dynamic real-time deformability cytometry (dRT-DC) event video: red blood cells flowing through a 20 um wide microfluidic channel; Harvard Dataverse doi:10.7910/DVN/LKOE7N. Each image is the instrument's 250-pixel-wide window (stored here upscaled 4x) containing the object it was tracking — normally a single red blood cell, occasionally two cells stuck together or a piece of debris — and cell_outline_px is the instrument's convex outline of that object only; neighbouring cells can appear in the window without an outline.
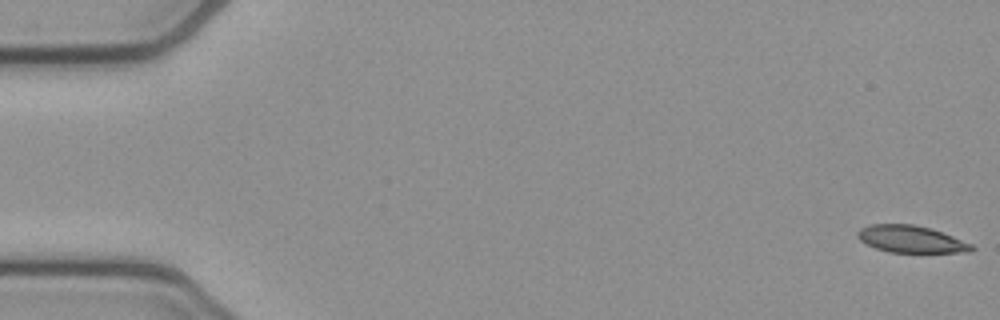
{"species": "common noctule bat (a hibernating species)", "species_latin": "Nyctalus noctula", "temperature_condition": "cold", "stored_images_in_passage": 55, "camera_frame_rate_fps": 3000, "um_per_image_px": 0.085, "animal": {"sex": "female", "body_mass_g": 21.9}, "frame": {"image": 1, "passage_image": 1, "time_ms": 0.0, "image_size_px": [1000, 320], "cell_outline_px": [[976, 248], [972, 252], [888, 252], [876, 248], [860, 240], [856, 236], [856, 232], [860, 228], [868, 224], [912, 224], [928, 228], [952, 236], [972, 244]], "centroid_in_image_um": [77.41, 20.33], "position_along_channel_um": 7.6, "area_um2": 17.86}}
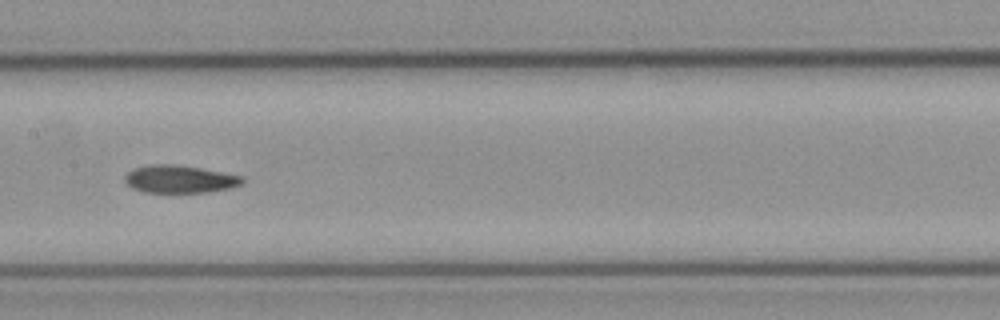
{"frame": {"image": 2, "passage_image": 27, "time_ms": 8.667, "image_size_px": [1000, 320], "cell_outline_px": [[244, 180], [240, 184], [228, 188], [208, 192], [144, 192], [132, 188], [124, 180], [124, 176], [132, 168], [148, 164], [172, 164], [200, 168], [244, 176]], "centroid_in_image_um": [15.23, 15.21], "position_along_channel_um": 192.2, "area_um2": 18.9}}
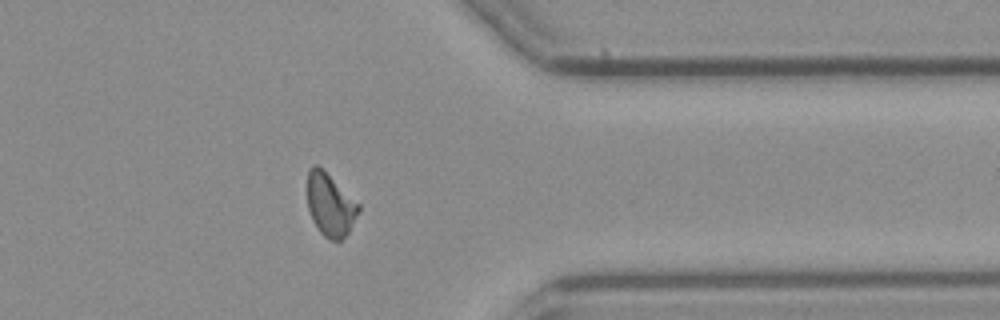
{"frame": {"image": 3, "passage_image": 43, "time_ms": 14.0, "image_size_px": [1000, 320], "cell_outline_px": [[360, 208], [348, 232], [340, 240], [328, 240], [320, 232], [312, 220], [308, 208], [308, 172], [312, 164], [316, 164], [360, 204]], "centroid_in_image_um": [28.05, 17.42], "position_along_channel_um": 383.3, "area_um2": 18.32}, "authors_computed_cell_mechanics": {"area_um2": 18.9006, "velocity_mm_per_s": 3.813, "shape_relaxation_time_tau1_ms": 10.5168, "shape_relaxation_time_tau2_ms": 6.3973, "deformation_change_tau1": 0.2332, "deformation_change_tau2": 0.1264}}